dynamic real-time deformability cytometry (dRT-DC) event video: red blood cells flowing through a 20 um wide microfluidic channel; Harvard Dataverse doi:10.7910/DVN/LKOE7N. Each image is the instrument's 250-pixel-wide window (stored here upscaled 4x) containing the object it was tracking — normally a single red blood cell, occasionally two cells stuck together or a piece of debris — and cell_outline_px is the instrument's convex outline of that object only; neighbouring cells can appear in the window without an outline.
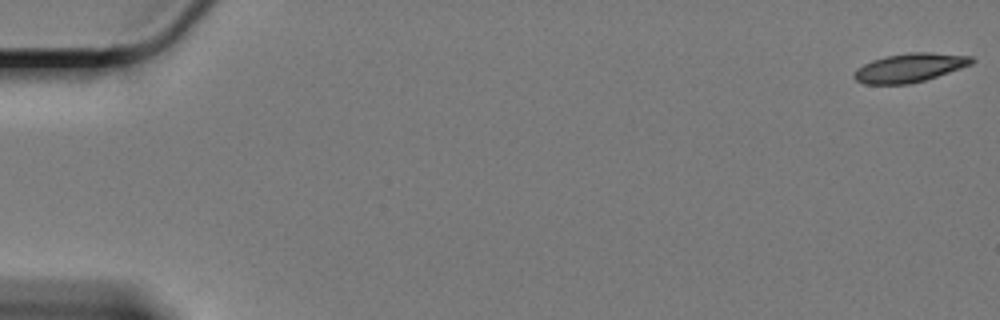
{"species": "Egyptian fruit bat (a non-hibernating species)", "species_latin": "Rousettus aegyptiacus", "temperature_condition": "cold", "stored_images_in_passage": 4, "camera_frame_rate_fps": 3000, "um_per_image_px": 0.085, "animal": {"sex": "female"}, "frame": {"image": 1, "passage_image": 1, "time_ms": 0.0, "image_size_px": [1000, 320], "cell_outline_px": [[976, 60], [972, 64], [924, 80], [908, 84], [864, 84], [856, 80], [852, 76], [856, 68], [872, 60], [884, 56], [908, 52], [932, 52], [972, 56]], "centroid_in_image_um": [77.3, 5.74], "position_along_channel_um": 7.7, "area_um2": 19.77}}